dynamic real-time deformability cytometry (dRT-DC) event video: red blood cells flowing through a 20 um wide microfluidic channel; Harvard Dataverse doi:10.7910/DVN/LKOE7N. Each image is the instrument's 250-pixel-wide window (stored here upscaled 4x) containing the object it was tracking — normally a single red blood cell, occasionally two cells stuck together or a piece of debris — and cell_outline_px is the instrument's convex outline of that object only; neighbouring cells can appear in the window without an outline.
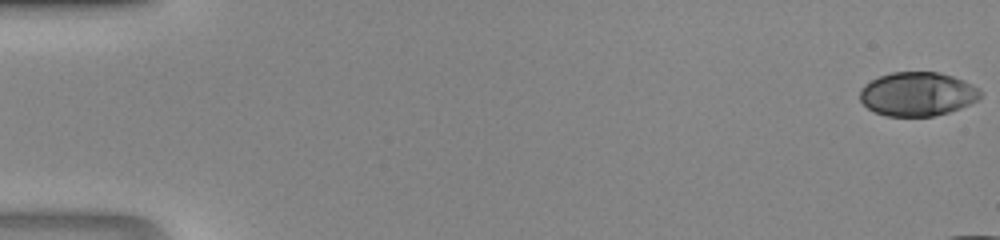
{"species": "human", "species_latin": "Homo sapiens", "temperature_condition": "room temperature", "stored_images_in_passage": 12, "camera_frame_rate_fps": 3000, "um_per_image_px": 0.085, "donor": {"sex": "male"}, "frame": {"image": 1, "passage_image": 1, "time_ms": 0.0, "image_size_px": [1000, 240], "cell_outline_px": [[980, 96], [976, 100], [960, 108], [948, 112], [932, 116], [888, 116], [876, 112], [868, 108], [860, 100], [860, 88], [864, 84], [880, 76], [892, 72], [940, 72], [964, 80], [980, 88]], "centroid_in_image_um": [77.97, 7.98], "position_along_channel_um": 7.0, "area_um2": 30.69}}